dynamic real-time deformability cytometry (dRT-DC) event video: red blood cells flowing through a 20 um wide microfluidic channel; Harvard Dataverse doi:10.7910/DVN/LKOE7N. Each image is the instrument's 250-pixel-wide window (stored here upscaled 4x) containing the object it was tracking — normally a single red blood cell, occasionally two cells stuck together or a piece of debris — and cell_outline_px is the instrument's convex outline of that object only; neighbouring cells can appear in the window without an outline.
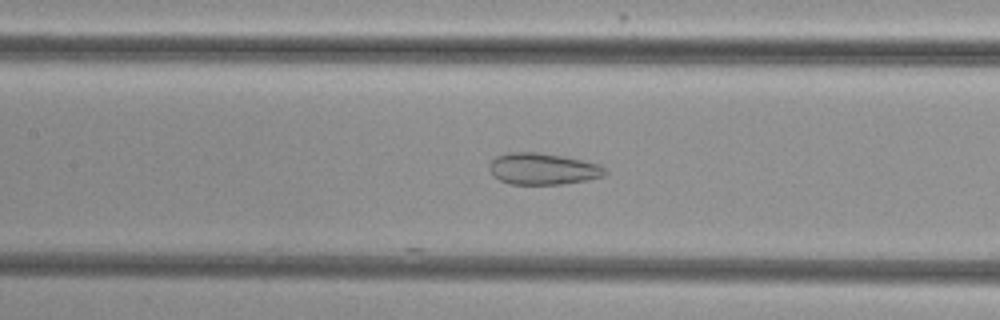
{"species": "common noctule bat (a hibernating species)", "species_latin": "Nyctalus noctula", "temperature_condition": "cold", "stored_images_in_passage": 54, "camera_frame_rate_fps": 3000, "um_per_image_px": 0.085, "animal": {"sex": "female", "body_mass_g": 29.2, "forearm_length_mm": 56.3}, "frame": {"image": 1, "passage_image": 26, "time_ms": 8.333, "image_size_px": [1000, 320], "cell_outline_px": [[608, 172], [604, 176], [588, 180], [560, 184], [508, 184], [492, 176], [488, 168], [488, 164], [496, 156], [508, 152], [536, 152], [584, 160], [600, 164]], "centroid_in_image_um": [46.12, 14.35], "position_along_channel_um": 161.3, "area_um2": 21.44}}
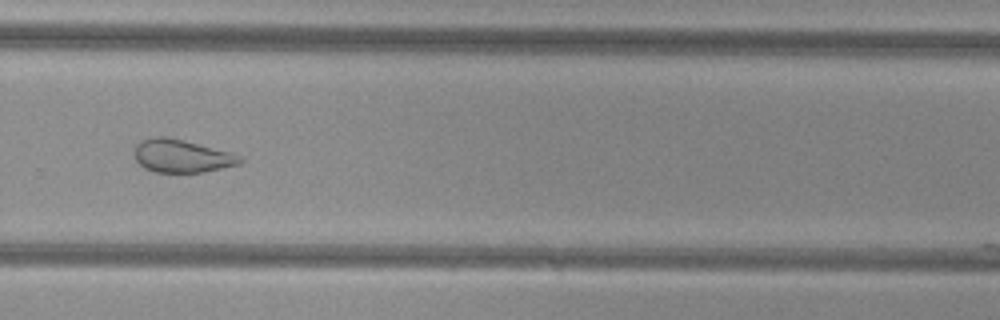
{"frame": {"image": 2, "passage_image": 38, "time_ms": 12.333, "image_size_px": [1000, 320], "cell_outline_px": [[244, 160], [240, 164], [204, 172], [152, 172], [144, 168], [136, 160], [132, 152], [136, 144], [140, 140], [156, 136], [164, 136], [184, 140], [232, 152], [244, 156]], "centroid_in_image_um": [15.45, 13.25], "position_along_channel_um": 314.3, "area_um2": 20.69}}
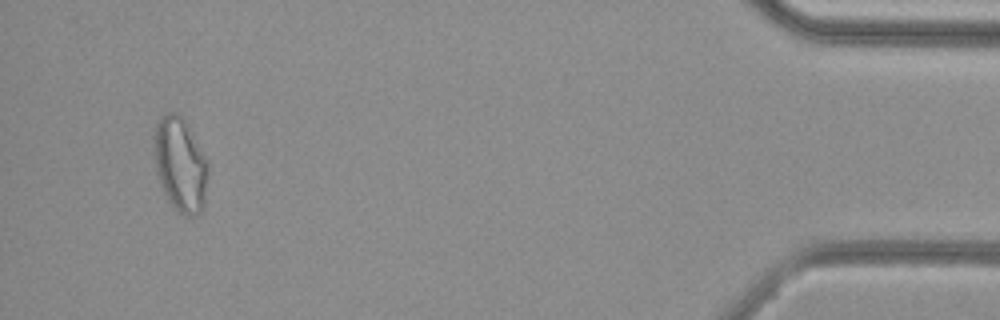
{"frame": {"image": 3, "passage_image": 52, "time_ms": 17.0, "image_size_px": [1000, 320], "cell_outline_px": [[208, 176], [204, 208], [196, 216], [188, 216], [180, 212], [168, 200], [160, 184], [156, 172], [152, 152], [152, 136], [156, 124], [160, 116], [168, 112], [180, 112], [184, 116], [208, 160]], "centroid_in_image_um": [15.31, 13.91], "position_along_channel_um": 419.9, "area_um2": 30.69}, "authors_computed_cell_mechanics": {"area_um2": 26.4724, "velocity_mm_per_s": 3.8444, "shape_relaxation_time_tau1_ms": null, "shape_relaxation_time_tau2_ms": 1.9688, "deformation_change_tau1": null, "deformation_change_tau2": 0.0897}}